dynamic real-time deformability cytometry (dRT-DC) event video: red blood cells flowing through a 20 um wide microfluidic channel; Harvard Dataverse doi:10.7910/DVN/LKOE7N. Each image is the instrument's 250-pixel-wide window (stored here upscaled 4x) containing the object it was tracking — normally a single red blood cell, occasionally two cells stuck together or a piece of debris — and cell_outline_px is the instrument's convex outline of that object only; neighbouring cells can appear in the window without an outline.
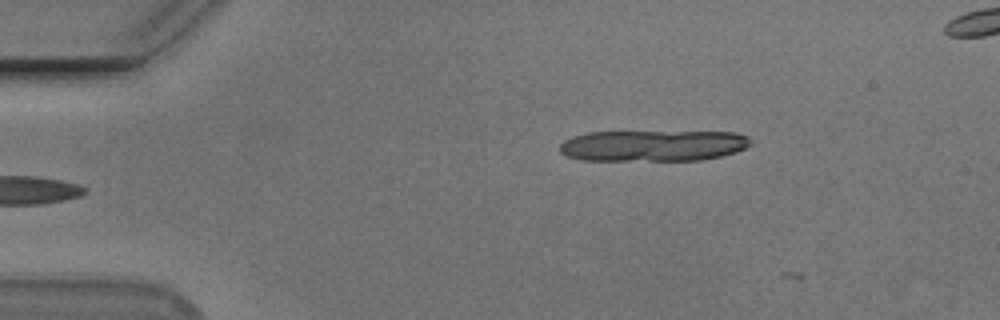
{"species": "Egyptian fruit bat (a non-hibernating species)", "species_latin": "Rousettus aegyptiacus", "temperature_condition": "cold", "stored_images_in_passage": 5, "camera_frame_rate_fps": 3000, "um_per_image_px": 0.085, "animal": {"sex": "male"}, "frame": {"image": 1, "passage_image": 3, "time_ms": 0.667, "image_size_px": [1000, 320], "cell_outline_px": [[752, 144], [736, 152], [704, 160], [580, 160], [568, 156], [560, 152], [560, 144], [564, 140], [572, 136], [588, 132], [736, 132], [748, 136], [752, 140]], "centroid_in_image_um": [55.52, 12.38], "position_along_channel_um": 29.5, "area_um2": 34.8}}